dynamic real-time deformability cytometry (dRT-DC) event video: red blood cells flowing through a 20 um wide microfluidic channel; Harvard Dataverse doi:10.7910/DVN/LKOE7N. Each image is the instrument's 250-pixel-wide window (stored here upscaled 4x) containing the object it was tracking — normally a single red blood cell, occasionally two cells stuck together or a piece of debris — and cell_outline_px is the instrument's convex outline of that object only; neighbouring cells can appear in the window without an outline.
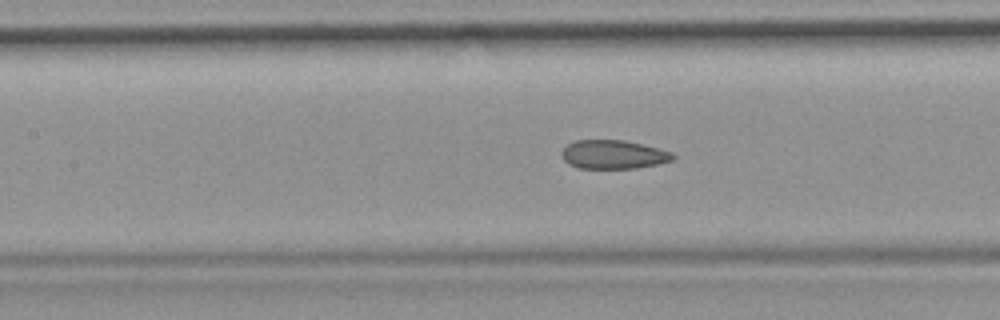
{"species": "common noctule bat (a hibernating species)", "species_latin": "Nyctalus noctula", "temperature_condition": "room temperature", "stored_images_in_passage": 48, "camera_frame_rate_fps": 3000, "um_per_image_px": 0.085, "animal": {"sex": "female", "body_mass_g": 19.9}, "frame": {"image": 1, "passage_image": 21, "time_ms": 6.667, "image_size_px": [1000, 320], "cell_outline_px": [[676, 156], [672, 160], [656, 164], [636, 168], [580, 168], [568, 164], [560, 156], [560, 152], [568, 144], [576, 140], [624, 140], [644, 144], [672, 152]], "centroid_in_image_um": [52.12, 13.12], "position_along_channel_um": 155.3, "area_um2": 18.67}}